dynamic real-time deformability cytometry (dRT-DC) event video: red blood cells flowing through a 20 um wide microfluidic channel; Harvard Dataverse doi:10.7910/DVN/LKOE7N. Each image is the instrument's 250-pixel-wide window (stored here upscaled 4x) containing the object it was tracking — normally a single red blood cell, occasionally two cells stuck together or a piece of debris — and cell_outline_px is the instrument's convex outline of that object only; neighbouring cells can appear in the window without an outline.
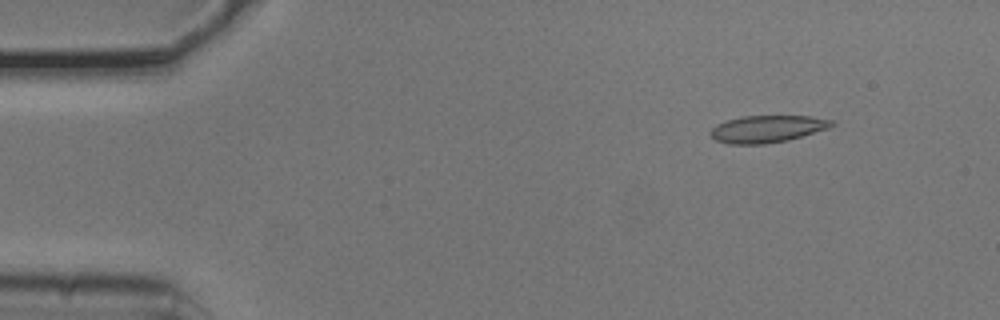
{"species": "common noctule bat (a hibernating species)", "species_latin": "Nyctalus noctula", "temperature_condition": "cold", "stored_images_in_passage": 4, "camera_frame_rate_fps": 3000, "um_per_image_px": 0.085, "animal": {"sex": "male", "body_mass_g": 20.5, "forearm_length_mm": 52.5}, "frame": {"image": 1, "passage_image": 2, "time_ms": 0.333, "image_size_px": [1000, 320], "cell_outline_px": [[836, 124], [828, 128], [788, 140], [764, 144], [728, 144], [716, 140], [708, 132], [716, 124], [728, 120], [744, 116], [812, 116], [836, 120]], "centroid_in_image_um": [65.24, 10.95], "position_along_channel_um": 19.8, "area_um2": 19.19}}
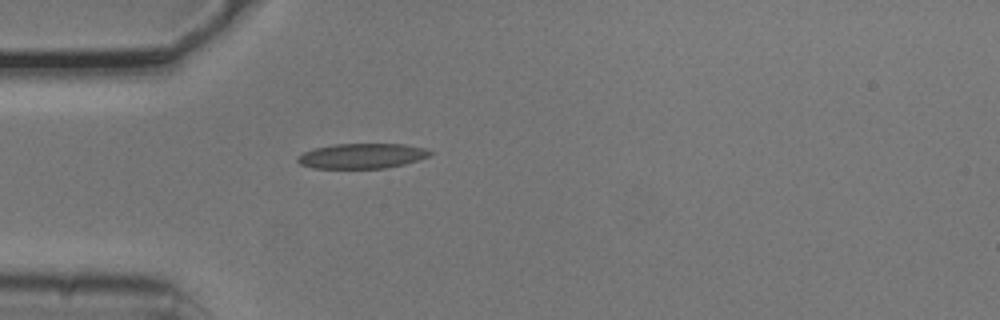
{"frame": {"image": 2, "passage_image": 4, "time_ms": 1.0, "image_size_px": [1000, 320], "cell_outline_px": [[432, 152], [428, 156], [404, 164], [384, 168], [312, 168], [300, 164], [296, 160], [296, 156], [312, 148], [332, 144], [404, 144], [424, 148]], "centroid_in_image_um": [30.69, 13.25], "position_along_channel_um": 54.3, "area_um2": 19.31}}